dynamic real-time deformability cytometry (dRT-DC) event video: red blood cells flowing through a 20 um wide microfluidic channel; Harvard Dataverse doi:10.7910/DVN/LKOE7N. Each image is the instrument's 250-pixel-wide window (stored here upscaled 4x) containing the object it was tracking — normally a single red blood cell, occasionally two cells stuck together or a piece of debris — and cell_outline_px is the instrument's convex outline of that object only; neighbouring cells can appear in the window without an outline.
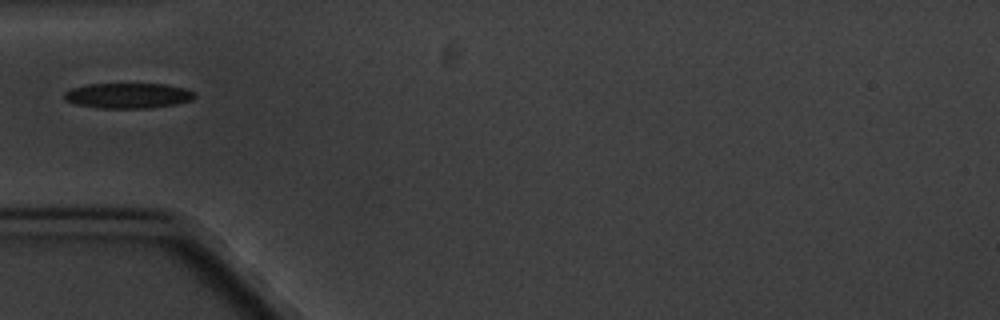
{"species": "common noctule bat (a hibernating species)", "species_latin": "Nyctalus noctula", "temperature_condition": "cold", "stored_images_in_passage": 16, "camera_frame_rate_fps": 3000, "um_per_image_px": 0.085, "animal": {"sex": "male", "body_mass_g": 20.1, "forearm_length_mm": 53.5}, "frame": {"image": 1, "passage_image": 5, "time_ms": 5.667, "image_size_px": [1000, 320], "cell_outline_px": [[196, 96], [192, 100], [176, 104], [152, 108], [96, 108], [76, 104], [64, 100], [64, 92], [72, 88], [88, 84], [168, 84], [184, 88], [196, 92]], "centroid_in_image_um": [10.9, 8.13], "position_along_channel_um": 74.1, "area_um2": 19.42}}
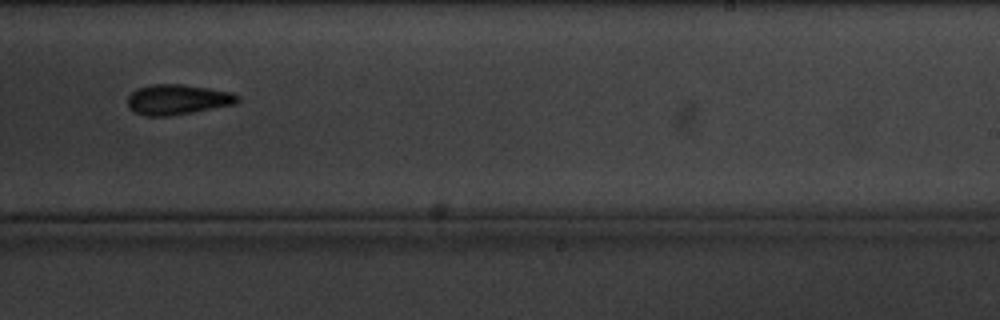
{"frame": {"image": 2, "passage_image": 10, "time_ms": 11.667, "image_size_px": [1000, 320], "cell_outline_px": [[240, 100], [236, 104], [192, 112], [168, 116], [148, 116], [136, 112], [128, 108], [128, 96], [136, 88], [148, 84], [184, 84], [232, 92], [240, 96]], "centroid_in_image_um": [15.1, 8.44], "position_along_channel_um": 273.9, "area_um2": 19.48}}
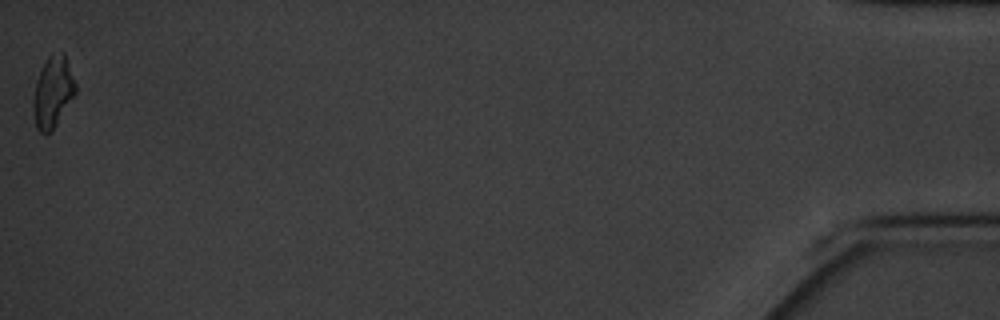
{"frame": {"image": 3, "passage_image": 16, "time_ms": 19.333, "image_size_px": [1000, 320], "cell_outline_px": [[76, 92], [56, 124], [44, 136], [36, 128], [32, 112], [32, 104], [36, 84], [40, 72], [48, 56], [52, 52], [64, 52], [76, 84]], "centroid_in_image_um": [4.48, 7.82], "position_along_channel_um": 430.7, "area_um2": 17.34}, "authors_computed_cell_mechanics": {"area_um2": 19.4497, "velocity_mm_per_s": 3.3158, "shape_relaxation_time_tau1_ms": 3.5118, "shape_relaxation_time_tau2_ms": null, "deformation_change_tau1": 0.1057, "deformation_change_tau2": null}}